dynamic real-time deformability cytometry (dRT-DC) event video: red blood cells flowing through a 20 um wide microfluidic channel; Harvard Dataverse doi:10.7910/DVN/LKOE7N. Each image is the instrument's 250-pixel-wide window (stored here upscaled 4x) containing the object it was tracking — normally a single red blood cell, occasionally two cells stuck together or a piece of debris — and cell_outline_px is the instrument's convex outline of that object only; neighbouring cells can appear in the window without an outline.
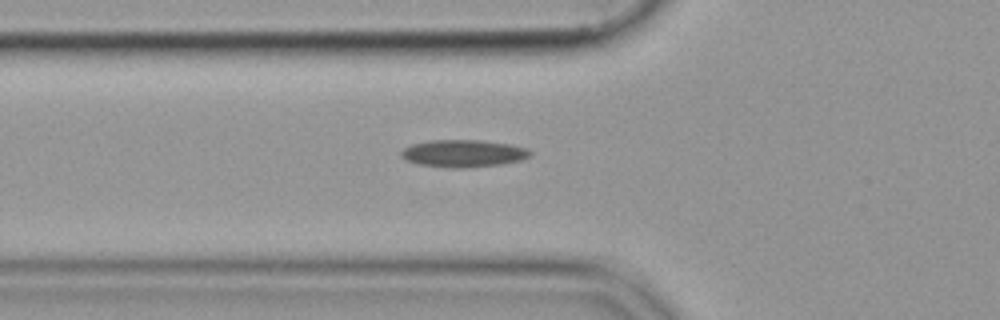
{"species": "common noctule bat (a hibernating species)", "species_latin": "Nyctalus noctula", "temperature_condition": "cold", "stored_images_in_passage": 34, "segment_of_instrument_passage": [1, 2], "camera_frame_rate_fps": 3000, "um_per_image_px": 0.085, "animal": {"sex": "female", "body_mass_g": 19.9}, "frame": {"image": 1, "passage_image": 2, "time_ms": 0.333, "image_size_px": [1000, 320], "cell_outline_px": [[532, 152], [528, 156], [520, 160], [500, 164], [460, 168], [452, 168], [420, 164], [408, 160], [400, 156], [400, 152], [404, 148], [412, 144], [428, 140], [480, 140], [508, 144], [528, 148]], "centroid_in_image_um": [39.36, 13.03], "position_along_channel_um": 86.4, "area_um2": 20.29}}
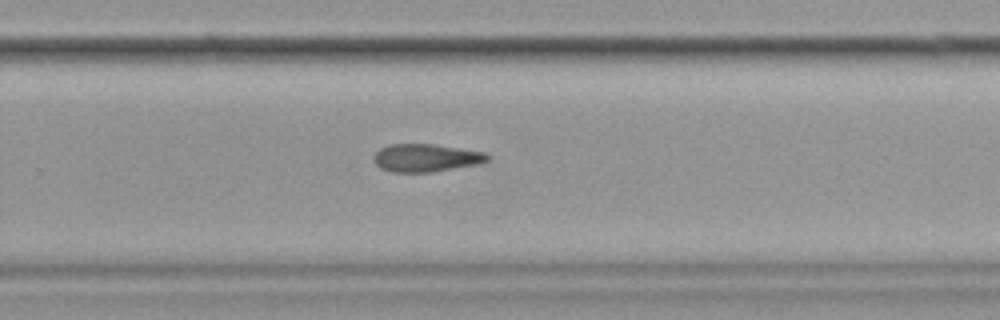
{"frame": {"image": 2, "passage_image": 19, "time_ms": 6.0, "image_size_px": [1000, 320], "cell_outline_px": [[488, 160], [476, 164], [432, 172], [392, 172], [380, 168], [372, 160], [372, 156], [380, 148], [388, 144], [432, 144], [484, 152], [488, 156]], "centroid_in_image_um": [36.12, 13.41], "position_along_channel_um": 293.7, "area_um2": 18.32}}
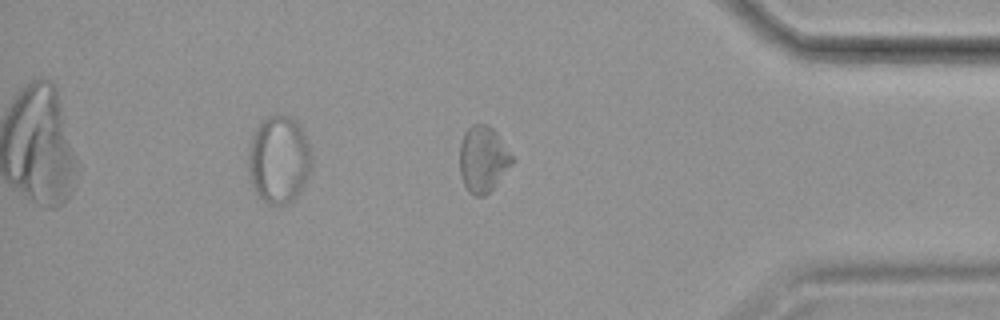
{"frame": {"image": 3, "passage_image": 29, "time_ms": 9.333, "image_size_px": [1000, 320], "cell_outline_px": [[516, 160], [492, 188], [484, 196], [476, 196], [468, 192], [460, 176], [460, 144], [464, 132], [472, 124], [488, 124], [496, 132]], "centroid_in_image_um": [41.05, 13.52], "position_along_channel_um": 394.1, "area_um2": 20.23}}